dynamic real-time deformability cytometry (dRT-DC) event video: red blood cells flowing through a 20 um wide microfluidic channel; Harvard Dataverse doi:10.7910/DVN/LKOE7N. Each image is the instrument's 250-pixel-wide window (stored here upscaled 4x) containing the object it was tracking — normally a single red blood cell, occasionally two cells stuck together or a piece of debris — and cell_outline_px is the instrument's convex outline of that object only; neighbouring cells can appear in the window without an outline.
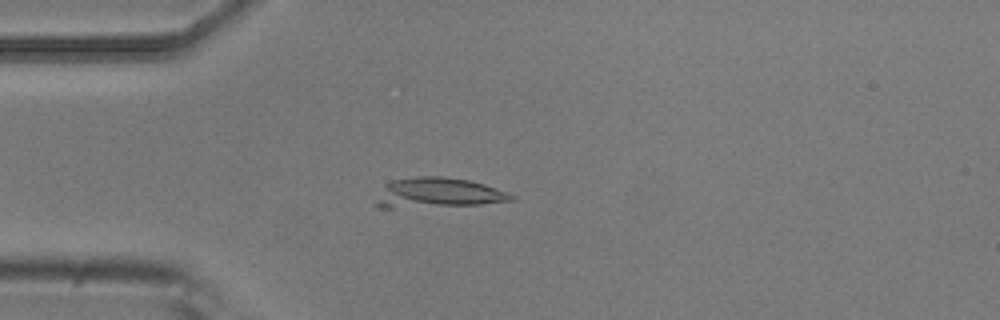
{"species": "common noctule bat (a hibernating species)", "species_latin": "Nyctalus noctula", "temperature_condition": "room temperature", "stored_images_in_passage": 5, "camera_frame_rate_fps": 3000, "um_per_image_px": 0.085, "animal": {"sex": "male", "body_mass_g": 20.5, "forearm_length_mm": 52.5}, "frame": {"image": 1, "passage_image": 5, "time_ms": 1.333, "image_size_px": [1000, 320], "cell_outline_px": [[516, 200], [480, 204], [392, 208], [376, 208], [376, 204], [384, 184], [392, 180], [416, 176], [440, 176], [468, 180], [484, 184], [508, 192], [516, 196]], "centroid_in_image_um": [37.24, 16.39], "position_along_channel_um": 47.8, "area_um2": 23.58}}